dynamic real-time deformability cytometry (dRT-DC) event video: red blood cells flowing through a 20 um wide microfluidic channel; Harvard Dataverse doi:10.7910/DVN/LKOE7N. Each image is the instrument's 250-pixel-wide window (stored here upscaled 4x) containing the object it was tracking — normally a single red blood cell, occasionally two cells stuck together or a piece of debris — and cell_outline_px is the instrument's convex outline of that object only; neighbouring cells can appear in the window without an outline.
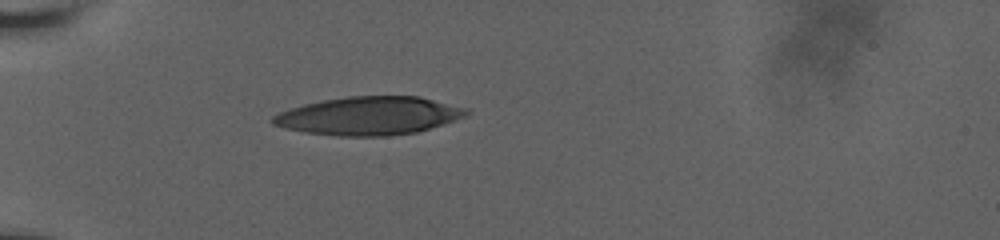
{"species": "human", "species_latin": "Homo sapiens", "temperature_condition": "room temperature", "stored_images_in_passage": 39, "camera_frame_rate_fps": 3000, "um_per_image_px": 0.085, "donor": {"sex": "male"}, "frame": {"image": 1, "passage_image": 1, "time_ms": 0.0, "image_size_px": [1000, 240], "cell_outline_px": [[468, 112], [464, 116], [444, 124], [416, 132], [384, 136], [340, 136], [308, 132], [284, 128], [272, 124], [268, 120], [272, 116], [288, 108], [304, 104], [324, 100], [348, 96], [420, 96], [468, 108]], "centroid_in_image_um": [31.34, 9.84], "position_along_channel_um": 53.7, "area_um2": 43.06}}
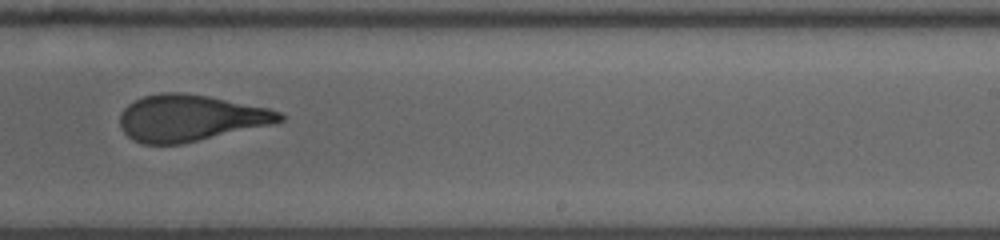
{"frame": {"image": 2, "passage_image": 20, "time_ms": 6.333, "image_size_px": [1000, 240], "cell_outline_px": [[284, 120], [272, 124], [180, 144], [140, 144], [128, 136], [120, 128], [120, 112], [128, 104], [144, 96], [160, 92], [184, 92], [208, 96], [268, 108], [280, 112], [284, 116]], "centroid_in_image_um": [16.13, 10.02], "position_along_channel_um": 272.9, "area_um2": 43.06}}
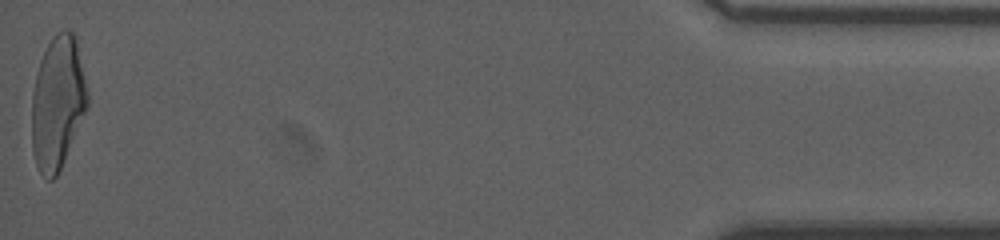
{"frame": {"image": 3, "passage_image": 39, "time_ms": 12.667, "image_size_px": [1000, 240], "cell_outline_px": [[88, 108], [60, 168], [56, 176], [52, 180], [48, 180], [40, 172], [36, 164], [32, 152], [32, 92], [40, 60], [52, 36], [56, 32], [64, 28], [68, 28], [72, 32], [76, 40], [88, 92]], "centroid_in_image_um": [4.9, 8.71], "position_along_channel_um": 430.3, "area_um2": 43.12}, "authors_computed_cell_mechanics": {"area_um2": 43.2344, "velocity_mm_per_s": 3.8137, "shape_relaxation_time_tau1_ms": 6.9655, "shape_relaxation_time_tau2_ms": 1.2227, "deformation_change_tau1": 0.258, "deformation_change_tau2": 0.1005}}